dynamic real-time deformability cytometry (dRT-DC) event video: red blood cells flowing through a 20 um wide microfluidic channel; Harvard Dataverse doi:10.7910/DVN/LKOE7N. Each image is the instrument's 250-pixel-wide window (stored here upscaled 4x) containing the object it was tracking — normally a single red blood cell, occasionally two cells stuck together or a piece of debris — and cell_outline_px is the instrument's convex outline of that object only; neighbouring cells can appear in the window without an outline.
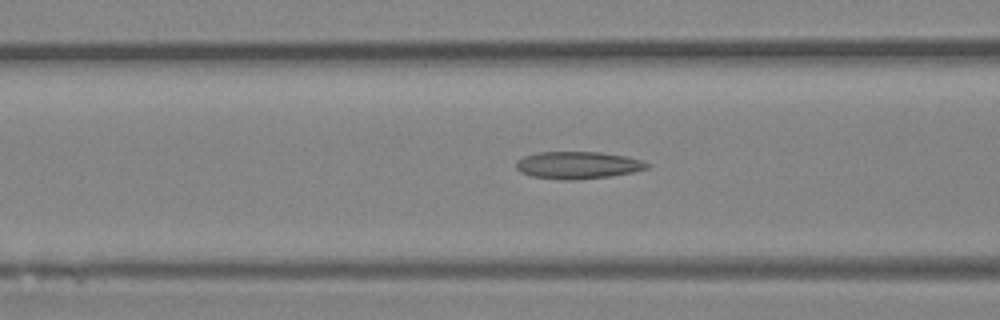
{"species": "Egyptian fruit bat (a non-hibernating species)", "species_latin": "Rousettus aegyptiacus", "temperature_condition": "room temperature", "stored_images_in_passage": 46, "camera_frame_rate_fps": 3000, "um_per_image_px": 0.085, "animal": {"sex": "female"}, "frame": {"image": 1, "passage_image": 18, "time_ms": 5.667, "image_size_px": [1000, 320], "cell_outline_px": [[652, 164], [648, 168], [632, 172], [612, 176], [576, 180], [564, 180], [532, 176], [520, 172], [516, 168], [516, 160], [524, 156], [536, 152], [600, 152], [628, 156], [644, 160]], "centroid_in_image_um": [49.15, 14.03], "position_along_channel_um": 117.4, "area_um2": 21.1}}
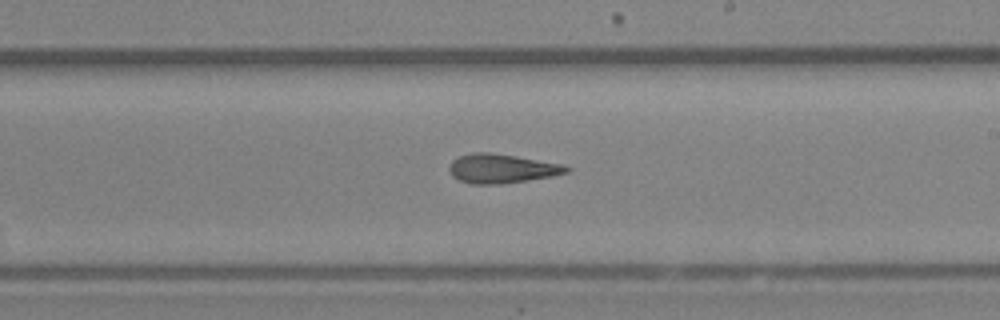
{"frame": {"image": 2, "passage_image": 27, "time_ms": 8.667, "image_size_px": [1000, 320], "cell_outline_px": [[572, 168], [568, 172], [552, 176], [528, 180], [500, 184], [472, 184], [460, 180], [452, 176], [448, 168], [452, 160], [456, 156], [472, 152], [488, 152], [516, 156], [564, 164]], "centroid_in_image_um": [42.63, 14.32], "position_along_channel_um": 246.4, "area_um2": 20.06}}
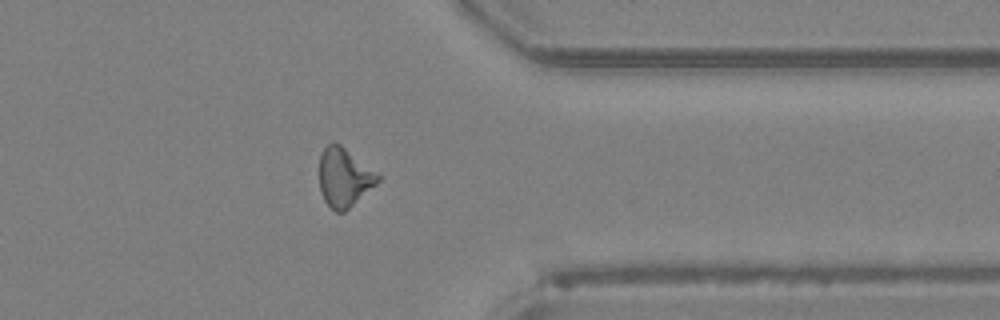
{"frame": {"image": 3, "passage_image": 37, "time_ms": 12.0, "image_size_px": [1000, 320], "cell_outline_px": [[380, 180], [376, 184], [344, 212], [336, 212], [324, 200], [320, 192], [320, 156], [324, 148], [332, 140], [340, 144], [380, 172]], "centroid_in_image_um": [29.28, 15.04], "position_along_channel_um": 382.1, "area_um2": 20.23}, "authors_computed_cell_mechanics": {"area_um2": 20.3745, "velocity_mm_per_s": 4.3211, "shape_relaxation_time_tau1_ms": 7.2741, "shape_relaxation_time_tau2_ms": 3.3499, "deformation_change_tau1": 0.1889, "deformation_change_tau2": 0.1558}}